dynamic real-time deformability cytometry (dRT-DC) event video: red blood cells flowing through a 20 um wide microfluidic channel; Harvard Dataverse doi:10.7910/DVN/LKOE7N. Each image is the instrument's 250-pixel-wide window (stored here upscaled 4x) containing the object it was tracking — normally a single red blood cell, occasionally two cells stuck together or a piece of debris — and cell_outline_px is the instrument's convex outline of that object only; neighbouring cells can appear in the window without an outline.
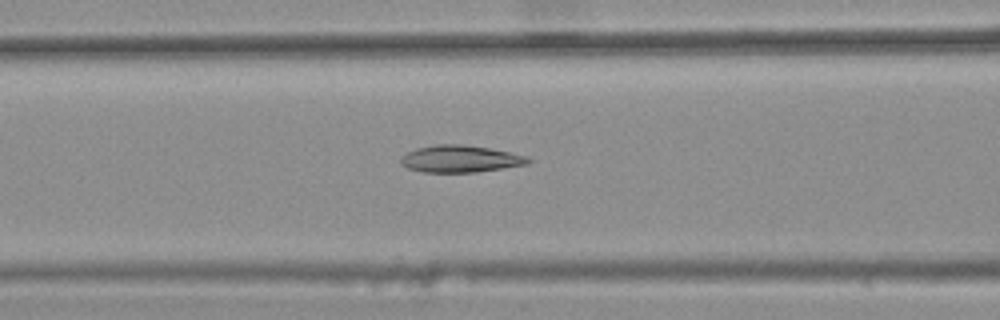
{"species": "common noctule bat (a hibernating species)", "species_latin": "Nyctalus noctula", "temperature_condition": "warm", "stored_images_in_passage": 44, "camera_frame_rate_fps": 3000, "um_per_image_px": 0.085, "animal": {"sex": "female", "body_mass_g": 25.1}, "frame": {"image": 1, "passage_image": 20, "time_ms": 6.333, "image_size_px": [1000, 320], "cell_outline_px": [[532, 160], [528, 164], [476, 172], [424, 172], [408, 168], [400, 164], [400, 160], [408, 152], [416, 148], [436, 144], [464, 144], [488, 148], [528, 156]], "centroid_in_image_um": [39.13, 13.5], "position_along_channel_um": 127.5, "area_um2": 19.94}}
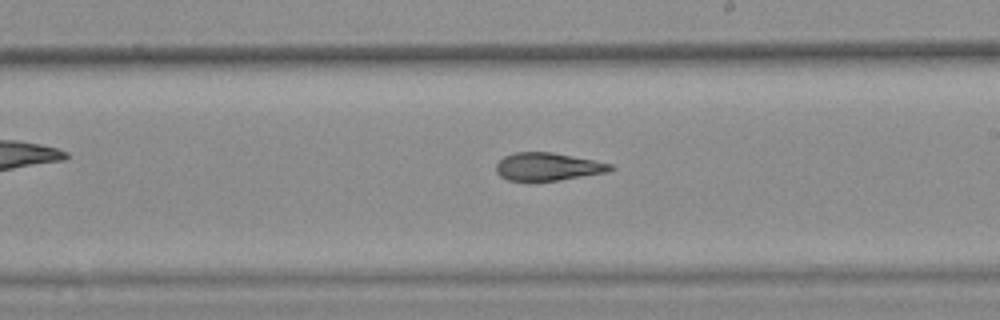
{"frame": {"image": 2, "passage_image": 29, "time_ms": 9.333, "image_size_px": [1000, 320], "cell_outline_px": [[612, 168], [608, 172], [560, 180], [508, 180], [500, 176], [496, 172], [496, 164], [504, 156], [516, 152], [552, 152], [612, 164]], "centroid_in_image_um": [46.54, 14.16], "position_along_channel_um": 242.5, "area_um2": 18.26}}
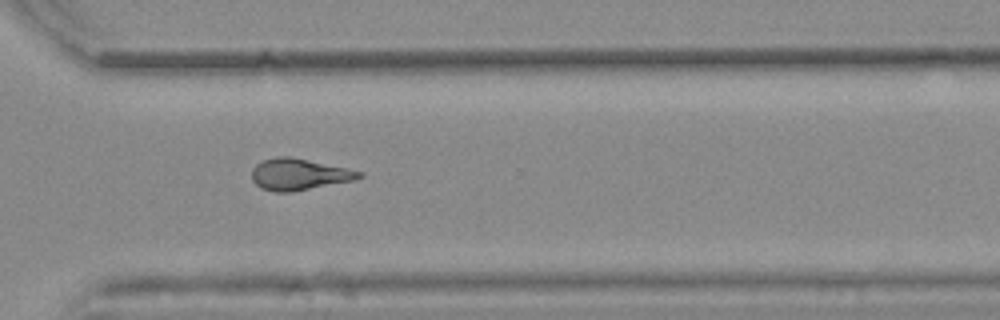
{"frame": {"image": 3, "passage_image": 37, "time_ms": 12.0, "image_size_px": [1000, 320], "cell_outline_px": [[364, 176], [352, 180], [292, 192], [276, 192], [260, 188], [252, 180], [252, 168], [256, 164], [264, 160], [276, 156], [288, 156], [364, 172]], "centroid_in_image_um": [25.37, 14.82], "position_along_channel_um": 345.2, "area_um2": 19.42}, "authors_computed_cell_mechanics": {"area_um2": 19.4208, "velocity_mm_per_s": 3.8363, "shape_relaxation_time_tau1_ms": null, "shape_relaxation_time_tau2_ms": 3.7446, "deformation_change_tau1": null, "deformation_change_tau2": 0.1246}}